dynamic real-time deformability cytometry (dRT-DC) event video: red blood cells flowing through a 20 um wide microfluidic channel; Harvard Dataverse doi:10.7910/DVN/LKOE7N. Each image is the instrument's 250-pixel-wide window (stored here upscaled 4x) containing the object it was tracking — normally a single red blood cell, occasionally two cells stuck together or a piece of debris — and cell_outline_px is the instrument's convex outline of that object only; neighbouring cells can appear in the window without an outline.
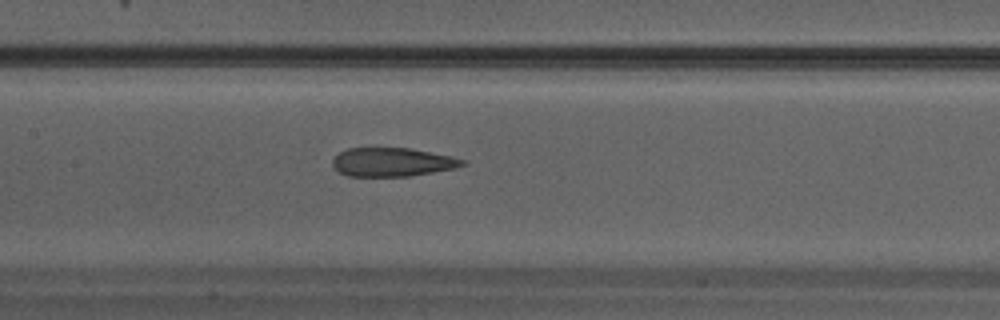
{"species": "Egyptian fruit bat (a non-hibernating species)", "species_latin": "Rousettus aegyptiacus", "temperature_condition": "warm", "stored_images_in_passage": 14, "camera_frame_rate_fps": 3000, "um_per_image_px": 0.085, "animal": {"sex": "male"}, "frame": {"image": 1, "passage_image": 10, "time_ms": 3.0, "image_size_px": [1000, 320], "cell_outline_px": [[468, 164], [456, 168], [408, 176], [348, 176], [340, 172], [332, 164], [332, 160], [340, 152], [348, 148], [408, 148], [452, 156], [468, 160]], "centroid_in_image_um": [33.4, 13.77], "position_along_channel_um": 174.0, "area_um2": 21.68}}
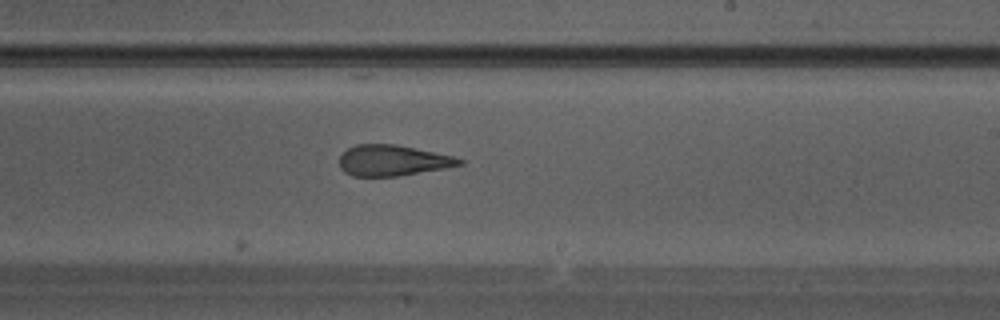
{"frame": {"image": 2, "passage_image": 14, "time_ms": 4.333, "image_size_px": [1000, 320], "cell_outline_px": [[464, 164], [444, 168], [396, 176], [352, 176], [344, 172], [340, 168], [340, 156], [348, 148], [356, 144], [396, 144], [452, 156], [464, 160]], "centroid_in_image_um": [33.35, 13.64], "position_along_channel_um": 255.7, "area_um2": 21.33}}